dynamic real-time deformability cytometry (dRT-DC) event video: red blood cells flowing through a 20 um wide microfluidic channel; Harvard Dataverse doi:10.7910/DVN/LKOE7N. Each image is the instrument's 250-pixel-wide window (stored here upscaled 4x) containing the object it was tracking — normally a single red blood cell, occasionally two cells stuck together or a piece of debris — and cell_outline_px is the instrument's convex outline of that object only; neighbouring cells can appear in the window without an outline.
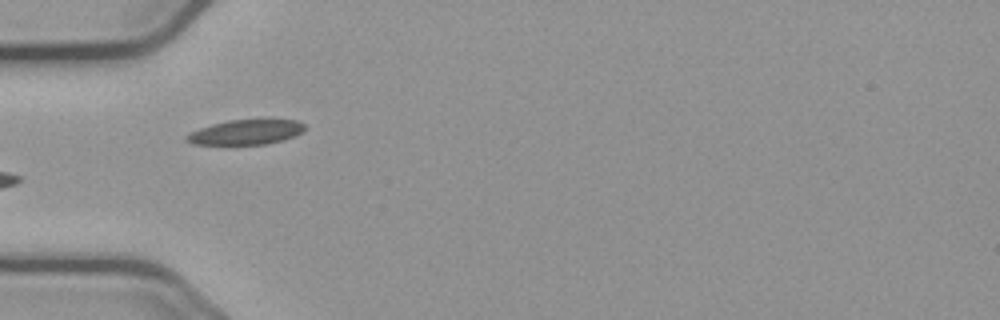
{"species": "common noctule bat (a hibernating species)", "species_latin": "Nyctalus noctula", "temperature_condition": "cold", "stored_images_in_passage": 38, "camera_frame_rate_fps": 3000, "um_per_image_px": 0.085, "animal": {"sex": "male", "body_mass_g": 23.1, "forearm_length_mm": 52.7}, "frame": {"image": 1, "passage_image": 1, "time_ms": 0.0, "image_size_px": [1000, 320], "cell_outline_px": [[308, 128], [304, 132], [280, 140], [264, 144], [192, 144], [184, 140], [184, 136], [200, 128], [212, 124], [228, 120], [296, 120], [304, 124]], "centroid_in_image_um": [20.89, 11.23], "position_along_channel_um": 64.1, "area_um2": 16.94}, "authors_computed_cell_mechanics": {"area_um2": 17.4556, "velocity_mm_per_s": 3.6582, "shape_relaxation_time_tau1_ms": 2.0836, "shape_relaxation_time_tau2_ms": 3.0568, "deformation_change_tau1": 0.0674, "deformation_change_tau2": 0.0622}}